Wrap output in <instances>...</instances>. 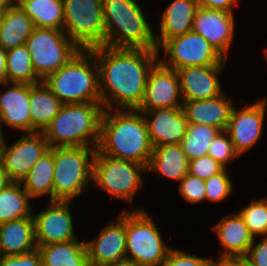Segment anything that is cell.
Masks as SVG:
<instances>
[{"instance_id": "1", "label": "cell", "mask_w": 267, "mask_h": 266, "mask_svg": "<svg viewBox=\"0 0 267 266\" xmlns=\"http://www.w3.org/2000/svg\"><path fill=\"white\" fill-rule=\"evenodd\" d=\"M90 50L97 61L104 109H136L141 104L148 74L159 60L160 51L107 46Z\"/></svg>"}, {"instance_id": "2", "label": "cell", "mask_w": 267, "mask_h": 266, "mask_svg": "<svg viewBox=\"0 0 267 266\" xmlns=\"http://www.w3.org/2000/svg\"><path fill=\"white\" fill-rule=\"evenodd\" d=\"M97 150L147 167L153 146L143 114L137 109H104Z\"/></svg>"}, {"instance_id": "3", "label": "cell", "mask_w": 267, "mask_h": 266, "mask_svg": "<svg viewBox=\"0 0 267 266\" xmlns=\"http://www.w3.org/2000/svg\"><path fill=\"white\" fill-rule=\"evenodd\" d=\"M103 112L102 102L63 104L43 132L50 148H97Z\"/></svg>"}, {"instance_id": "4", "label": "cell", "mask_w": 267, "mask_h": 266, "mask_svg": "<svg viewBox=\"0 0 267 266\" xmlns=\"http://www.w3.org/2000/svg\"><path fill=\"white\" fill-rule=\"evenodd\" d=\"M105 46L157 50L155 35L134 0H102Z\"/></svg>"}, {"instance_id": "5", "label": "cell", "mask_w": 267, "mask_h": 266, "mask_svg": "<svg viewBox=\"0 0 267 266\" xmlns=\"http://www.w3.org/2000/svg\"><path fill=\"white\" fill-rule=\"evenodd\" d=\"M43 82L63 104L102 102L97 61L91 50H81Z\"/></svg>"}, {"instance_id": "6", "label": "cell", "mask_w": 267, "mask_h": 266, "mask_svg": "<svg viewBox=\"0 0 267 266\" xmlns=\"http://www.w3.org/2000/svg\"><path fill=\"white\" fill-rule=\"evenodd\" d=\"M53 201H72L93 181L94 147H55Z\"/></svg>"}, {"instance_id": "7", "label": "cell", "mask_w": 267, "mask_h": 266, "mask_svg": "<svg viewBox=\"0 0 267 266\" xmlns=\"http://www.w3.org/2000/svg\"><path fill=\"white\" fill-rule=\"evenodd\" d=\"M164 242L143 208L126 212V259L138 266H161L172 248Z\"/></svg>"}, {"instance_id": "8", "label": "cell", "mask_w": 267, "mask_h": 266, "mask_svg": "<svg viewBox=\"0 0 267 266\" xmlns=\"http://www.w3.org/2000/svg\"><path fill=\"white\" fill-rule=\"evenodd\" d=\"M66 35L81 49L105 46L102 0H63Z\"/></svg>"}, {"instance_id": "9", "label": "cell", "mask_w": 267, "mask_h": 266, "mask_svg": "<svg viewBox=\"0 0 267 266\" xmlns=\"http://www.w3.org/2000/svg\"><path fill=\"white\" fill-rule=\"evenodd\" d=\"M25 45L30 52L33 69L42 81L81 51L64 30L41 27L33 29Z\"/></svg>"}, {"instance_id": "10", "label": "cell", "mask_w": 267, "mask_h": 266, "mask_svg": "<svg viewBox=\"0 0 267 266\" xmlns=\"http://www.w3.org/2000/svg\"><path fill=\"white\" fill-rule=\"evenodd\" d=\"M141 171L147 172V167L105 156L96 151L93 161V182L113 197L132 204L135 193L143 185Z\"/></svg>"}, {"instance_id": "11", "label": "cell", "mask_w": 267, "mask_h": 266, "mask_svg": "<svg viewBox=\"0 0 267 266\" xmlns=\"http://www.w3.org/2000/svg\"><path fill=\"white\" fill-rule=\"evenodd\" d=\"M160 48L168 60L159 61L176 71L185 67L218 65L226 61L204 37L193 31L167 40Z\"/></svg>"}, {"instance_id": "12", "label": "cell", "mask_w": 267, "mask_h": 266, "mask_svg": "<svg viewBox=\"0 0 267 266\" xmlns=\"http://www.w3.org/2000/svg\"><path fill=\"white\" fill-rule=\"evenodd\" d=\"M5 142L4 138L0 163L12 182L21 183L34 164L50 149L43 132L23 134L22 138L9 146Z\"/></svg>"}, {"instance_id": "13", "label": "cell", "mask_w": 267, "mask_h": 266, "mask_svg": "<svg viewBox=\"0 0 267 266\" xmlns=\"http://www.w3.org/2000/svg\"><path fill=\"white\" fill-rule=\"evenodd\" d=\"M182 105L183 97L177 71L158 60L148 74L143 99L136 109L150 111L158 108H180Z\"/></svg>"}, {"instance_id": "14", "label": "cell", "mask_w": 267, "mask_h": 266, "mask_svg": "<svg viewBox=\"0 0 267 266\" xmlns=\"http://www.w3.org/2000/svg\"><path fill=\"white\" fill-rule=\"evenodd\" d=\"M50 206L33 214L37 246L78 239L74 233L70 201H50Z\"/></svg>"}, {"instance_id": "15", "label": "cell", "mask_w": 267, "mask_h": 266, "mask_svg": "<svg viewBox=\"0 0 267 266\" xmlns=\"http://www.w3.org/2000/svg\"><path fill=\"white\" fill-rule=\"evenodd\" d=\"M266 106L265 99H258V102L247 104L240 110L233 107L226 132L239 156L252 148L261 137Z\"/></svg>"}, {"instance_id": "16", "label": "cell", "mask_w": 267, "mask_h": 266, "mask_svg": "<svg viewBox=\"0 0 267 266\" xmlns=\"http://www.w3.org/2000/svg\"><path fill=\"white\" fill-rule=\"evenodd\" d=\"M111 221L97 239L86 242L90 266H108L126 259V211Z\"/></svg>"}, {"instance_id": "17", "label": "cell", "mask_w": 267, "mask_h": 266, "mask_svg": "<svg viewBox=\"0 0 267 266\" xmlns=\"http://www.w3.org/2000/svg\"><path fill=\"white\" fill-rule=\"evenodd\" d=\"M192 31L204 37L225 59L234 38V16L231 12L198 7Z\"/></svg>"}, {"instance_id": "18", "label": "cell", "mask_w": 267, "mask_h": 266, "mask_svg": "<svg viewBox=\"0 0 267 266\" xmlns=\"http://www.w3.org/2000/svg\"><path fill=\"white\" fill-rule=\"evenodd\" d=\"M140 112L146 120L153 147L181 143L188 126L182 107L158 108Z\"/></svg>"}, {"instance_id": "19", "label": "cell", "mask_w": 267, "mask_h": 266, "mask_svg": "<svg viewBox=\"0 0 267 266\" xmlns=\"http://www.w3.org/2000/svg\"><path fill=\"white\" fill-rule=\"evenodd\" d=\"M226 66L223 64L192 66L177 70L183 101L211 99L223 93L220 85V71Z\"/></svg>"}, {"instance_id": "20", "label": "cell", "mask_w": 267, "mask_h": 266, "mask_svg": "<svg viewBox=\"0 0 267 266\" xmlns=\"http://www.w3.org/2000/svg\"><path fill=\"white\" fill-rule=\"evenodd\" d=\"M9 89L0 93V129L6 126L32 133L30 115V84L7 83ZM12 87H11V86Z\"/></svg>"}, {"instance_id": "21", "label": "cell", "mask_w": 267, "mask_h": 266, "mask_svg": "<svg viewBox=\"0 0 267 266\" xmlns=\"http://www.w3.org/2000/svg\"><path fill=\"white\" fill-rule=\"evenodd\" d=\"M224 92L211 99L183 101L188 123L203 124L226 131L234 103Z\"/></svg>"}, {"instance_id": "22", "label": "cell", "mask_w": 267, "mask_h": 266, "mask_svg": "<svg viewBox=\"0 0 267 266\" xmlns=\"http://www.w3.org/2000/svg\"><path fill=\"white\" fill-rule=\"evenodd\" d=\"M213 228L224 249L219 252L220 259H243L247 255L254 237L239 212L226 215Z\"/></svg>"}, {"instance_id": "23", "label": "cell", "mask_w": 267, "mask_h": 266, "mask_svg": "<svg viewBox=\"0 0 267 266\" xmlns=\"http://www.w3.org/2000/svg\"><path fill=\"white\" fill-rule=\"evenodd\" d=\"M198 7L196 0H174L169 4L162 14L160 34L155 35L158 52L167 40L192 31Z\"/></svg>"}, {"instance_id": "24", "label": "cell", "mask_w": 267, "mask_h": 266, "mask_svg": "<svg viewBox=\"0 0 267 266\" xmlns=\"http://www.w3.org/2000/svg\"><path fill=\"white\" fill-rule=\"evenodd\" d=\"M37 248L33 217L0 224V256L20 255Z\"/></svg>"}, {"instance_id": "25", "label": "cell", "mask_w": 267, "mask_h": 266, "mask_svg": "<svg viewBox=\"0 0 267 266\" xmlns=\"http://www.w3.org/2000/svg\"><path fill=\"white\" fill-rule=\"evenodd\" d=\"M189 160L180 144L153 147L147 172H154L172 180L181 181L188 173Z\"/></svg>"}, {"instance_id": "26", "label": "cell", "mask_w": 267, "mask_h": 266, "mask_svg": "<svg viewBox=\"0 0 267 266\" xmlns=\"http://www.w3.org/2000/svg\"><path fill=\"white\" fill-rule=\"evenodd\" d=\"M63 103L51 92L42 81L30 84V115L32 133L44 132L52 119L58 114Z\"/></svg>"}, {"instance_id": "27", "label": "cell", "mask_w": 267, "mask_h": 266, "mask_svg": "<svg viewBox=\"0 0 267 266\" xmlns=\"http://www.w3.org/2000/svg\"><path fill=\"white\" fill-rule=\"evenodd\" d=\"M34 28L33 21L15 3L0 17V46L9 50L25 45Z\"/></svg>"}, {"instance_id": "28", "label": "cell", "mask_w": 267, "mask_h": 266, "mask_svg": "<svg viewBox=\"0 0 267 266\" xmlns=\"http://www.w3.org/2000/svg\"><path fill=\"white\" fill-rule=\"evenodd\" d=\"M42 266H90L86 241L78 239L38 247Z\"/></svg>"}, {"instance_id": "29", "label": "cell", "mask_w": 267, "mask_h": 266, "mask_svg": "<svg viewBox=\"0 0 267 266\" xmlns=\"http://www.w3.org/2000/svg\"><path fill=\"white\" fill-rule=\"evenodd\" d=\"M16 4L35 27L63 30V0H19Z\"/></svg>"}, {"instance_id": "30", "label": "cell", "mask_w": 267, "mask_h": 266, "mask_svg": "<svg viewBox=\"0 0 267 266\" xmlns=\"http://www.w3.org/2000/svg\"><path fill=\"white\" fill-rule=\"evenodd\" d=\"M53 176V153L49 150L34 164L21 184L31 198L49 194L53 201Z\"/></svg>"}, {"instance_id": "31", "label": "cell", "mask_w": 267, "mask_h": 266, "mask_svg": "<svg viewBox=\"0 0 267 266\" xmlns=\"http://www.w3.org/2000/svg\"><path fill=\"white\" fill-rule=\"evenodd\" d=\"M31 197L19 182H12L0 192V224L19 218L33 217Z\"/></svg>"}, {"instance_id": "32", "label": "cell", "mask_w": 267, "mask_h": 266, "mask_svg": "<svg viewBox=\"0 0 267 266\" xmlns=\"http://www.w3.org/2000/svg\"><path fill=\"white\" fill-rule=\"evenodd\" d=\"M6 70L8 83L34 85L42 82L33 69L31 55L26 45L7 50Z\"/></svg>"}, {"instance_id": "33", "label": "cell", "mask_w": 267, "mask_h": 266, "mask_svg": "<svg viewBox=\"0 0 267 266\" xmlns=\"http://www.w3.org/2000/svg\"><path fill=\"white\" fill-rule=\"evenodd\" d=\"M219 132L212 126L188 123L187 132L180 143L188 160L208 155L209 146Z\"/></svg>"}, {"instance_id": "34", "label": "cell", "mask_w": 267, "mask_h": 266, "mask_svg": "<svg viewBox=\"0 0 267 266\" xmlns=\"http://www.w3.org/2000/svg\"><path fill=\"white\" fill-rule=\"evenodd\" d=\"M239 214L254 238L258 235L267 236V199L253 200Z\"/></svg>"}, {"instance_id": "35", "label": "cell", "mask_w": 267, "mask_h": 266, "mask_svg": "<svg viewBox=\"0 0 267 266\" xmlns=\"http://www.w3.org/2000/svg\"><path fill=\"white\" fill-rule=\"evenodd\" d=\"M228 137V138H227ZM208 155L227 168L228 162L239 157L226 131H220L211 142Z\"/></svg>"}, {"instance_id": "36", "label": "cell", "mask_w": 267, "mask_h": 266, "mask_svg": "<svg viewBox=\"0 0 267 266\" xmlns=\"http://www.w3.org/2000/svg\"><path fill=\"white\" fill-rule=\"evenodd\" d=\"M226 168L205 180V200L220 202L228 197L233 190Z\"/></svg>"}, {"instance_id": "37", "label": "cell", "mask_w": 267, "mask_h": 266, "mask_svg": "<svg viewBox=\"0 0 267 266\" xmlns=\"http://www.w3.org/2000/svg\"><path fill=\"white\" fill-rule=\"evenodd\" d=\"M180 195L190 203H199L205 200V180L194 175L186 174L180 181Z\"/></svg>"}, {"instance_id": "38", "label": "cell", "mask_w": 267, "mask_h": 266, "mask_svg": "<svg viewBox=\"0 0 267 266\" xmlns=\"http://www.w3.org/2000/svg\"><path fill=\"white\" fill-rule=\"evenodd\" d=\"M225 167L209 155L189 160L188 174L206 180L212 175L221 172Z\"/></svg>"}, {"instance_id": "39", "label": "cell", "mask_w": 267, "mask_h": 266, "mask_svg": "<svg viewBox=\"0 0 267 266\" xmlns=\"http://www.w3.org/2000/svg\"><path fill=\"white\" fill-rule=\"evenodd\" d=\"M212 259L186 254V252L172 249L161 266H210Z\"/></svg>"}, {"instance_id": "40", "label": "cell", "mask_w": 267, "mask_h": 266, "mask_svg": "<svg viewBox=\"0 0 267 266\" xmlns=\"http://www.w3.org/2000/svg\"><path fill=\"white\" fill-rule=\"evenodd\" d=\"M0 266H42L38 248L24 254L0 256Z\"/></svg>"}, {"instance_id": "41", "label": "cell", "mask_w": 267, "mask_h": 266, "mask_svg": "<svg viewBox=\"0 0 267 266\" xmlns=\"http://www.w3.org/2000/svg\"><path fill=\"white\" fill-rule=\"evenodd\" d=\"M243 260L250 266H267V236L255 244V238Z\"/></svg>"}, {"instance_id": "42", "label": "cell", "mask_w": 267, "mask_h": 266, "mask_svg": "<svg viewBox=\"0 0 267 266\" xmlns=\"http://www.w3.org/2000/svg\"><path fill=\"white\" fill-rule=\"evenodd\" d=\"M199 7L223 10L233 13V6L237 4V0H196Z\"/></svg>"}, {"instance_id": "43", "label": "cell", "mask_w": 267, "mask_h": 266, "mask_svg": "<svg viewBox=\"0 0 267 266\" xmlns=\"http://www.w3.org/2000/svg\"><path fill=\"white\" fill-rule=\"evenodd\" d=\"M7 50L0 46V85L8 83L7 70H6Z\"/></svg>"}, {"instance_id": "44", "label": "cell", "mask_w": 267, "mask_h": 266, "mask_svg": "<svg viewBox=\"0 0 267 266\" xmlns=\"http://www.w3.org/2000/svg\"><path fill=\"white\" fill-rule=\"evenodd\" d=\"M210 266H241V259H219L211 262Z\"/></svg>"}, {"instance_id": "45", "label": "cell", "mask_w": 267, "mask_h": 266, "mask_svg": "<svg viewBox=\"0 0 267 266\" xmlns=\"http://www.w3.org/2000/svg\"><path fill=\"white\" fill-rule=\"evenodd\" d=\"M11 183L12 181L9 179L7 172L4 170L2 164L0 163V192Z\"/></svg>"}, {"instance_id": "46", "label": "cell", "mask_w": 267, "mask_h": 266, "mask_svg": "<svg viewBox=\"0 0 267 266\" xmlns=\"http://www.w3.org/2000/svg\"><path fill=\"white\" fill-rule=\"evenodd\" d=\"M13 0H0V17L8 11L13 5H14Z\"/></svg>"}, {"instance_id": "47", "label": "cell", "mask_w": 267, "mask_h": 266, "mask_svg": "<svg viewBox=\"0 0 267 266\" xmlns=\"http://www.w3.org/2000/svg\"><path fill=\"white\" fill-rule=\"evenodd\" d=\"M108 266H138V265L135 264L131 260L123 259V260L117 261L116 263L108 265Z\"/></svg>"}, {"instance_id": "48", "label": "cell", "mask_w": 267, "mask_h": 266, "mask_svg": "<svg viewBox=\"0 0 267 266\" xmlns=\"http://www.w3.org/2000/svg\"><path fill=\"white\" fill-rule=\"evenodd\" d=\"M4 139L3 131L0 129V145L2 144V141Z\"/></svg>"}, {"instance_id": "49", "label": "cell", "mask_w": 267, "mask_h": 266, "mask_svg": "<svg viewBox=\"0 0 267 266\" xmlns=\"http://www.w3.org/2000/svg\"><path fill=\"white\" fill-rule=\"evenodd\" d=\"M241 266H250V265L247 264L243 259H241Z\"/></svg>"}]
</instances>
